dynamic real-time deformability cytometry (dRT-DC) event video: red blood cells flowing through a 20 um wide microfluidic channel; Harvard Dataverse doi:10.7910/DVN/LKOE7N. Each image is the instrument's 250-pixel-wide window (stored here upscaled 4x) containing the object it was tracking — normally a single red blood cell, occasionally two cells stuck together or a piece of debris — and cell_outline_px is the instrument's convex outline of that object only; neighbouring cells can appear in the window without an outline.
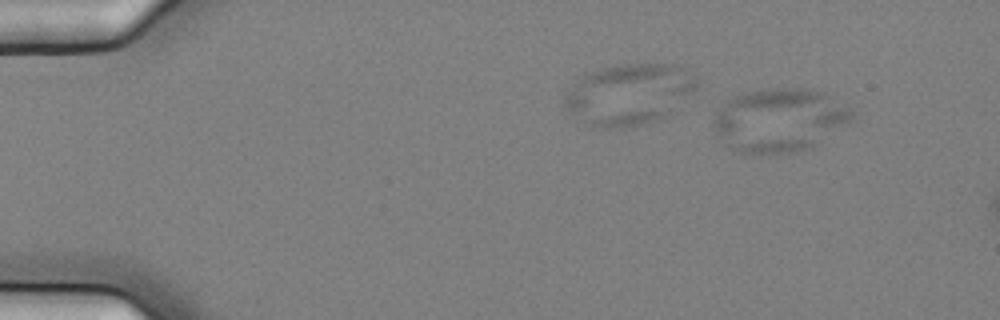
{"species": "common noctule bat (a hibernating species)", "species_latin": "Nyctalus noctula", "temperature_condition": "cold", "stored_images_in_passage": 6, "segment_of_instrument_passage": [2, 2], "camera_frame_rate_fps": 3000, "um_per_image_px": 0.085, "animal": {"sex": "female", "body_mass_g": 25.1}, "frame": {"image": 1, "passage_image": 6, "time_ms": 1.667, "image_size_px": [1000, 320], "cell_outline_px": [[856, 116], [852, 120], [812, 148], [792, 152], [760, 156], [736, 152], [716, 136], [712, 124], [712, 116], [732, 96], [740, 92], [760, 88], [808, 88], [824, 92], [852, 108]], "centroid_in_image_um": [66.23, 10.21], "position_along_channel_um": 18.8, "area_um2": 52.54}}